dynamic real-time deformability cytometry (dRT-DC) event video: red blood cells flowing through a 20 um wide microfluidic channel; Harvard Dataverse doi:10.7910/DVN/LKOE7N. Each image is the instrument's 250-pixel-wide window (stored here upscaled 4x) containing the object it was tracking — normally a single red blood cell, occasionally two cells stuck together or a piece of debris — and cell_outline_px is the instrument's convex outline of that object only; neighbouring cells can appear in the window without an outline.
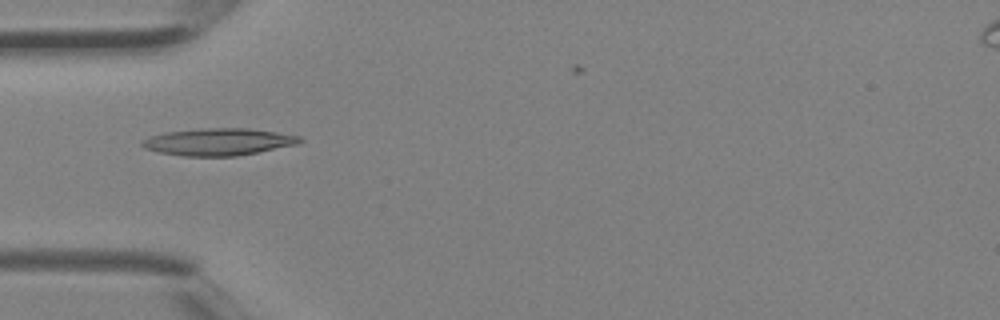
{"species": "Egyptian fruit bat (a non-hibernating species)", "species_latin": "Rousettus aegyptiacus", "temperature_condition": "room temperature", "stored_images_in_passage": 4, "camera_frame_rate_fps": 3000, "um_per_image_px": 0.085, "animal": {"sex": "female"}, "frame": {"image": 1, "passage_image": 3, "time_ms": 0.667, "image_size_px": [1000, 320], "cell_outline_px": [[304, 140], [296, 144], [236, 156], [184, 156], [160, 152], [144, 148], [140, 144], [140, 140], [148, 136], [168, 132], [200, 128], [248, 128], [276, 132], [300, 136]], "centroid_in_image_um": [18.52, 12.05], "position_along_channel_um": 66.5, "area_um2": 24.8}}
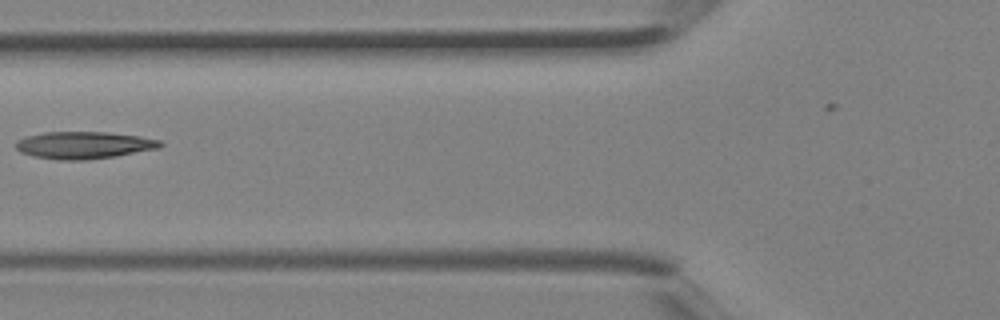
{"frame": {"image": 2, "passage_image": 4, "time_ms": 1.0, "image_size_px": [1000, 320], "cell_outline_px": [[164, 144], [160, 148], [116, 156], [84, 160], [60, 160], [36, 156], [20, 152], [16, 148], [16, 140], [28, 136], [44, 132], [104, 132], [140, 136], [160, 140]], "centroid_in_image_um": [7.16, 12.33], "position_along_channel_um": 118.6, "area_um2": 22.77}}